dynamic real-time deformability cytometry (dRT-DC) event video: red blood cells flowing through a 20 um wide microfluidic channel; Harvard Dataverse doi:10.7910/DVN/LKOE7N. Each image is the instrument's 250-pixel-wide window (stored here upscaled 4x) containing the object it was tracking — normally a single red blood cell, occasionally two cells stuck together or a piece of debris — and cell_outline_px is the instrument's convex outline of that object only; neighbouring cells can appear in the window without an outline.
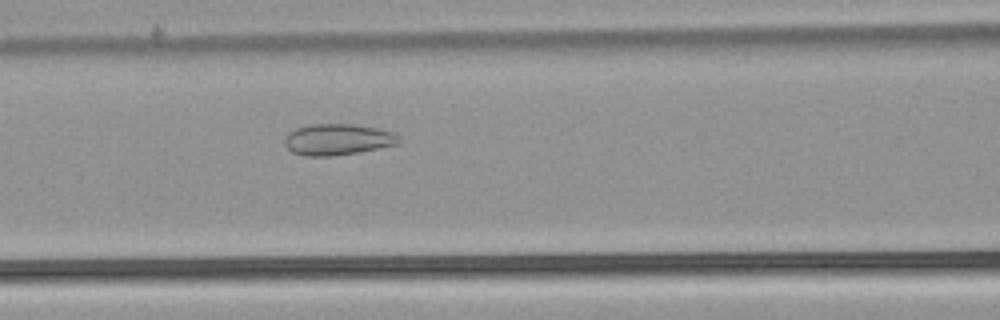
{"species": "common noctule bat (a hibernating species)", "species_latin": "Nyctalus noctula", "temperature_condition": "warm", "stored_images_in_passage": 34, "camera_frame_rate_fps": 3000, "um_per_image_px": 0.085, "animal": {"sex": "male", "body_mass_g": 21.5, "forearm_length_mm": 52.0}, "frame": {"image": 1, "passage_image": 7, "time_ms": 2.0, "image_size_px": [1000, 320], "cell_outline_px": [[400, 140], [396, 144], [356, 152], [332, 156], [304, 156], [292, 152], [284, 144], [284, 136], [288, 132], [296, 128], [308, 124], [352, 124], [376, 128], [392, 132], [400, 136]], "centroid_in_image_um": [28.63, 11.85], "position_along_channel_um": 138.0, "area_um2": 20.69}}
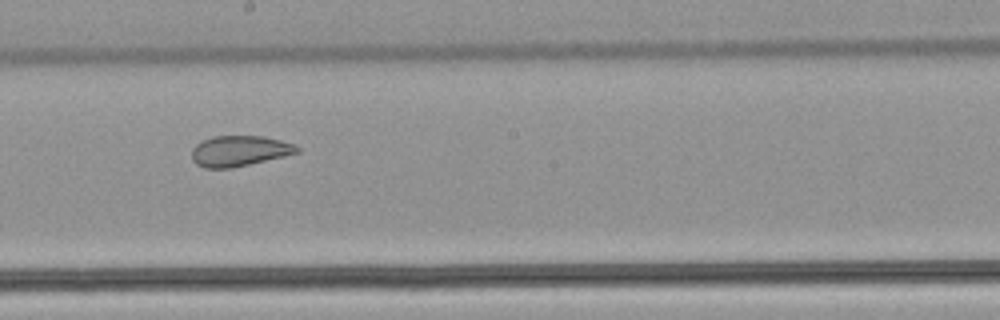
{"frame": {"image": 2, "passage_image": 14, "time_ms": 4.333, "image_size_px": [1000, 320], "cell_outline_px": [[300, 152], [284, 156], [232, 168], [204, 168], [196, 164], [192, 160], [192, 148], [196, 144], [212, 136], [264, 136], [296, 144], [300, 148]], "centroid_in_image_um": [20.36, 12.83], "position_along_channel_um": 227.8, "area_um2": 18.84}}
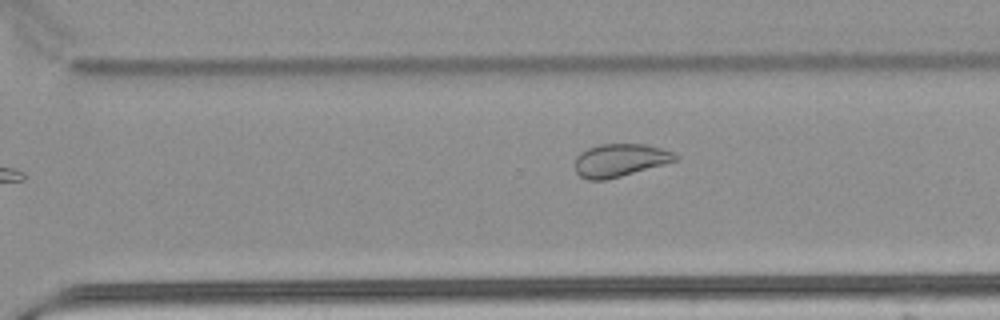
{"frame": {"image": 3, "passage_image": 21, "time_ms": 6.667, "image_size_px": [1000, 320], "cell_outline_px": [[680, 160], [620, 176], [604, 180], [588, 180], [580, 176], [576, 172], [576, 156], [580, 152], [588, 148], [600, 144], [648, 144], [672, 152], [680, 156]], "centroid_in_image_um": [52.72, 13.61], "position_along_channel_um": 317.9, "area_um2": 19.25}, "authors_computed_cell_mechanics": {"area_um2": 20.2589, "velocity_mm_per_s": 3.8605, "shape_relaxation_time_tau1_ms": null, "shape_relaxation_time_tau2_ms": 1.3145, "deformation_change_tau1": null, "deformation_change_tau2": 0.0807}}